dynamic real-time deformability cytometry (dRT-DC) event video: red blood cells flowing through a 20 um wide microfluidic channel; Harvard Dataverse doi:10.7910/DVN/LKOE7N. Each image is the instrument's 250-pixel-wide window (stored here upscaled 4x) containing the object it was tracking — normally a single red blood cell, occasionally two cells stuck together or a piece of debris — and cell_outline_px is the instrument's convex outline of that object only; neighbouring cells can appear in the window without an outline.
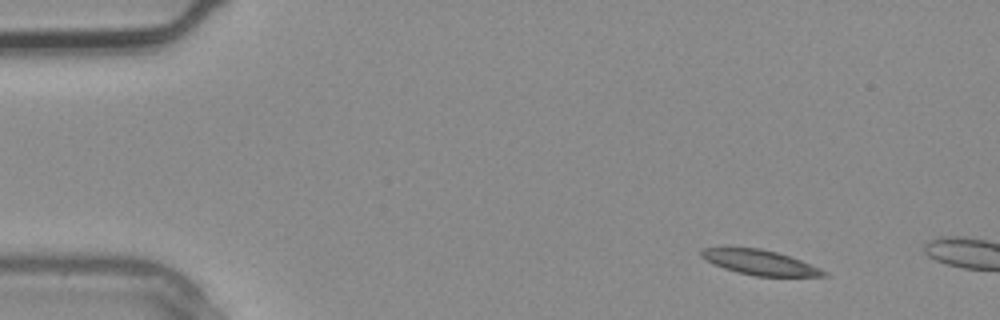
{"species": "common noctule bat (a hibernating species)", "species_latin": "Nyctalus noctula", "temperature_condition": "warm", "stored_images_in_passage": 2, "camera_frame_rate_fps": 3000, "um_per_image_px": 0.085, "animal": {"sex": "male", "body_mass_g": 20.4}, "frame": {"image": 1, "passage_image": 1, "time_ms": 0.0, "image_size_px": [1000, 320], "cell_outline_px": [[828, 276], [756, 276], [736, 272], [724, 268], [700, 256], [700, 252], [704, 248], [760, 248], [776, 252], [800, 260], [820, 268], [828, 272]], "centroid_in_image_um": [64.63, 22.31], "position_along_channel_um": 20.4, "area_um2": 17.4}}